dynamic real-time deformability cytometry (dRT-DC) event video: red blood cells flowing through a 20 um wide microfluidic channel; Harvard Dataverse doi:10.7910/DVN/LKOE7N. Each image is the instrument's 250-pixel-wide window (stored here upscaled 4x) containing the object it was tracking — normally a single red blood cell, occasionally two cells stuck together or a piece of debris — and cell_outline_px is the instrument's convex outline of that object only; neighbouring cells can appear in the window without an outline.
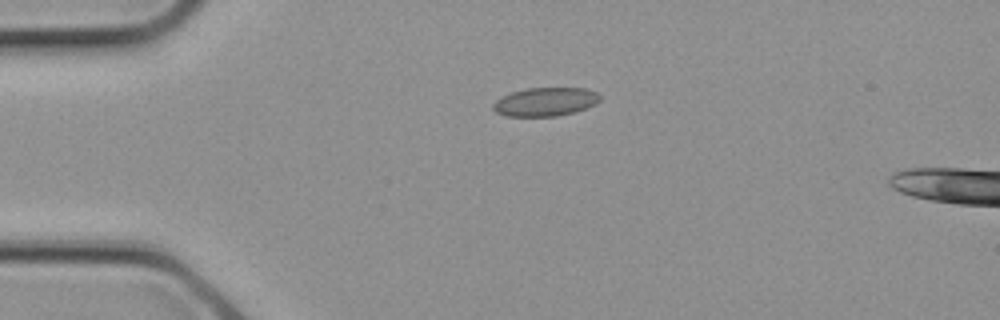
{"species": "common noctule bat (a hibernating species)", "species_latin": "Nyctalus noctula", "temperature_condition": "cold", "stored_images_in_passage": 2, "camera_frame_rate_fps": 3000, "um_per_image_px": 0.085, "animal": {"sex": "female", "body_mass_g": 21.9}, "frame": {"image": 1, "passage_image": 1, "time_ms": 0.0, "image_size_px": [1000, 320], "cell_outline_px": [[600, 100], [596, 104], [576, 112], [556, 116], [508, 116], [496, 112], [492, 108], [492, 104], [500, 96], [512, 92], [528, 88], [584, 88], [596, 92], [600, 96]], "centroid_in_image_um": [46.35, 8.65], "position_along_channel_um": 38.7, "area_um2": 17.86}}